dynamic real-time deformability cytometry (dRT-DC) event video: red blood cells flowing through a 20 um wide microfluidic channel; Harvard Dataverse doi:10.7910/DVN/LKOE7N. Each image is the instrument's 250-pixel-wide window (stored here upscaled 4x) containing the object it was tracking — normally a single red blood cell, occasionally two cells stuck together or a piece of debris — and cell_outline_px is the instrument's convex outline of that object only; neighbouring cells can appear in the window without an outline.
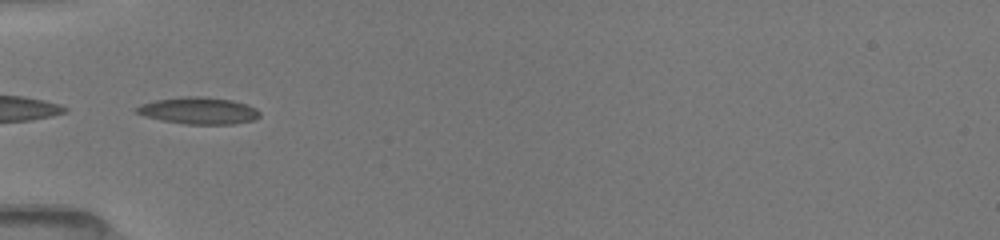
{"species": "common noctule bat (a hibernating species)", "species_latin": "Nyctalus noctula", "temperature_condition": "room temperature", "stored_images_in_passage": 34, "camera_frame_rate_fps": 3000, "um_per_image_px": 0.085, "animal": {"sex": "female", "body_mass_g": 19.5, "forearm_length_mm": 54.1}, "frame": {"image": 1, "passage_image": 1, "time_ms": 0.0, "image_size_px": [1000, 240], "cell_outline_px": [[260, 116], [252, 120], [232, 124], [184, 124], [160, 120], [144, 116], [136, 112], [132, 108], [140, 104], [156, 100], [184, 96], [204, 96], [232, 100], [248, 104], [256, 108], [260, 112]], "centroid_in_image_um": [16.86, 9.4], "position_along_channel_um": 68.1, "area_um2": 19.48}}
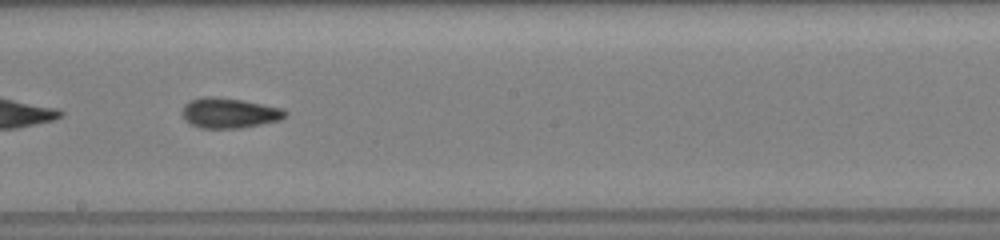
{"frame": {"image": 2, "passage_image": 13, "time_ms": 4.0, "image_size_px": [1000, 240], "cell_outline_px": [[288, 112], [280, 120], [240, 128], [200, 128], [184, 120], [180, 112], [184, 104], [188, 100], [200, 96], [212, 96], [244, 100], [284, 108]], "centroid_in_image_um": [19.44, 9.58], "position_along_channel_um": 228.8, "area_um2": 18.44}}
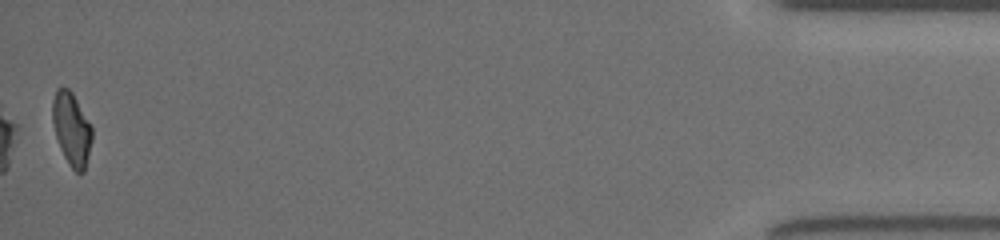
{"frame": {"image": 3, "passage_image": 34, "time_ms": 11.0, "image_size_px": [1000, 240], "cell_outline_px": [[92, 140], [84, 172], [76, 172], [68, 164], [60, 148], [56, 136], [52, 120], [52, 100], [56, 88], [68, 88], [72, 92], [92, 124]], "centroid_in_image_um": [6.09, 10.94], "position_along_channel_um": 429.1, "area_um2": 16.94}, "authors_computed_cell_mechanics": {"area_um2": 17.34, "velocity_mm_per_s": 4.0555, "shape_relaxation_time_tau1_ms": 5.8722, "shape_relaxation_time_tau2_ms": 2.4507, "deformation_change_tau1": 0.1863, "deformation_change_tau2": 0.1001}}